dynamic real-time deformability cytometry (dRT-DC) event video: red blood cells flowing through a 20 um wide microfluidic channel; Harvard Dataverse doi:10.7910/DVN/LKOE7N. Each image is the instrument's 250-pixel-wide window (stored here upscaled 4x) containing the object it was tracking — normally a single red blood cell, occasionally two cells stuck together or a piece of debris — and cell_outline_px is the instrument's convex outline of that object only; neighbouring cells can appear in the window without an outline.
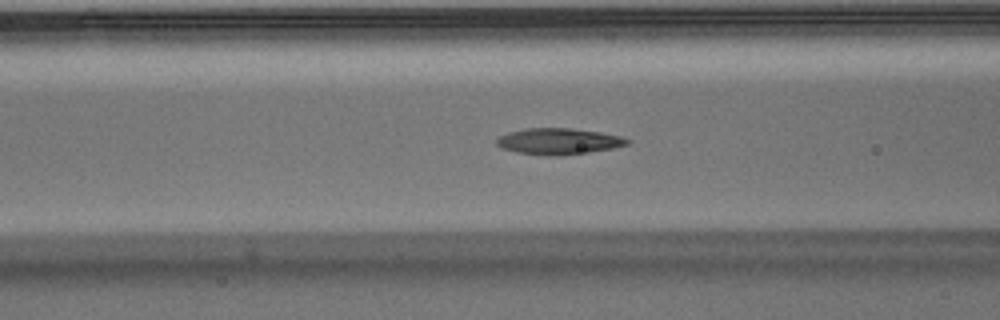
{"species": "Egyptian fruit bat (a non-hibernating species)", "species_latin": "Rousettus aegyptiacus", "temperature_condition": "warm", "stored_images_in_passage": 43, "segment_of_instrument_passage": [1, 2], "camera_frame_rate_fps": 3000, "um_per_image_px": 0.085, "animal": {"sex": "male"}, "frame": {"image": 1, "passage_image": 11, "time_ms": 3.333, "image_size_px": [1000, 320], "cell_outline_px": [[632, 140], [628, 144], [612, 148], [588, 152], [560, 156], [544, 156], [516, 152], [500, 148], [496, 144], [496, 140], [500, 136], [508, 132], [524, 128], [572, 128], [600, 132], [620, 136]], "centroid_in_image_um": [47.45, 12.01], "position_along_channel_um": 119.2, "area_um2": 20.11}}
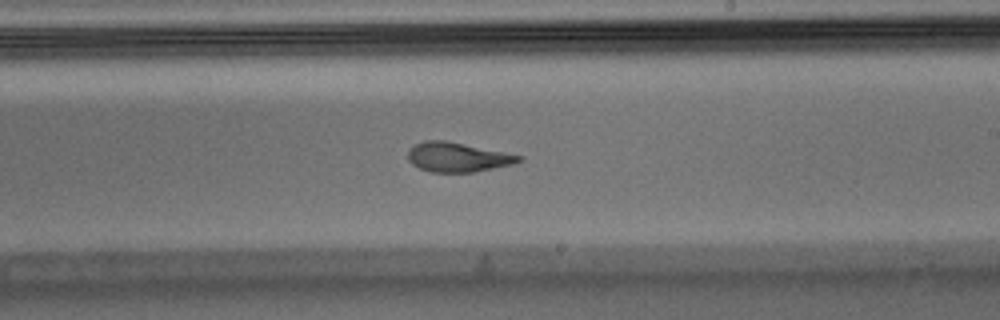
{"frame": {"image": 2, "passage_image": 21, "time_ms": 6.667, "image_size_px": [1000, 320], "cell_outline_px": [[524, 156], [520, 160], [512, 164], [472, 172], [432, 172], [420, 168], [412, 164], [408, 160], [408, 148], [424, 140], [448, 140]], "centroid_in_image_um": [38.86, 13.34], "position_along_channel_um": 250.1, "area_um2": 19.02}}
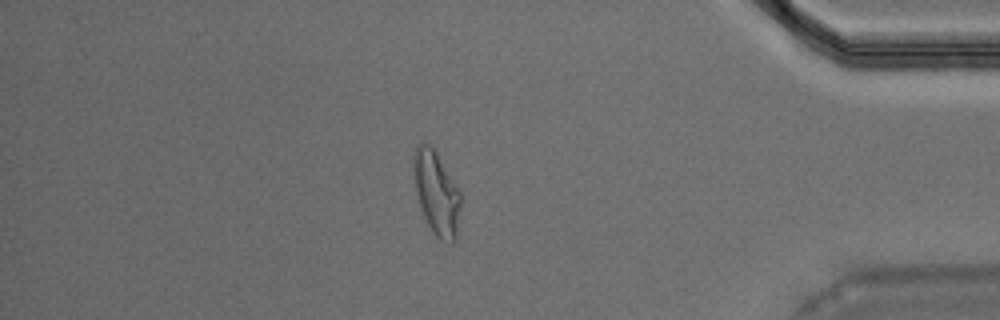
{"frame": {"image": 3, "passage_image": 35, "time_ms": 11.333, "image_size_px": [1000, 320], "cell_outline_px": [[460, 208], [456, 240], [452, 244], [448, 244], [440, 240], [432, 232], [424, 216], [416, 192], [412, 168], [412, 156], [416, 144], [420, 140], [428, 144], [436, 152], [460, 188]], "centroid_in_image_um": [37.09, 16.38], "position_along_channel_um": 398.1, "area_um2": 23.41}}